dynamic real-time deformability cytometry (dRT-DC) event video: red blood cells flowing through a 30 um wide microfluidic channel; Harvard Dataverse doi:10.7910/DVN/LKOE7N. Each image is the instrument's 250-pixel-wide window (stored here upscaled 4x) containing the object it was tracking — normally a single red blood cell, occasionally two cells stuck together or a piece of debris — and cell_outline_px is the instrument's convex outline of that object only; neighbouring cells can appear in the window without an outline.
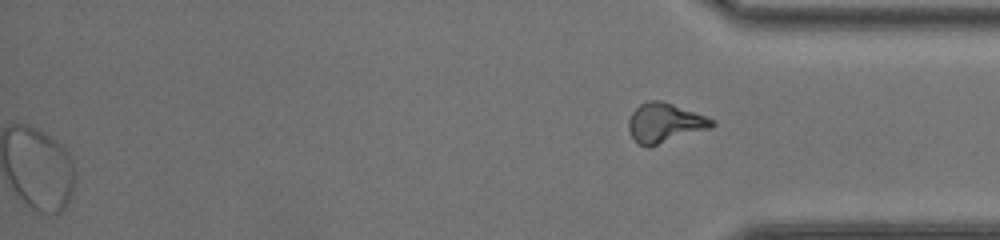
{"species": "common noctule bat (a hibernating species)", "species_latin": "Nyctalus noctula", "temperature_condition": "room temperature", "stored_images_in_passage": 37, "segment_of_instrument_passage": [2, 2], "camera_frame_rate_fps": 3000, "um_per_image_px": 0.085, "animal": {"sex": "female", "body_mass_g": 20.0, "forearm_length_mm": 54.0}, "frame": {"image": 1, "passage_image": 37, "time_ms": 12.0, "image_size_px": [1000, 240], "cell_outline_px": [[716, 124], [712, 128], [648, 148], [636, 144], [628, 128], [628, 120], [632, 112], [640, 104], [648, 100], [660, 100], [672, 104], [716, 120]], "centroid_in_image_um": [56.5, 10.47], "position_along_channel_um": 378.7, "area_um2": 19.36}}